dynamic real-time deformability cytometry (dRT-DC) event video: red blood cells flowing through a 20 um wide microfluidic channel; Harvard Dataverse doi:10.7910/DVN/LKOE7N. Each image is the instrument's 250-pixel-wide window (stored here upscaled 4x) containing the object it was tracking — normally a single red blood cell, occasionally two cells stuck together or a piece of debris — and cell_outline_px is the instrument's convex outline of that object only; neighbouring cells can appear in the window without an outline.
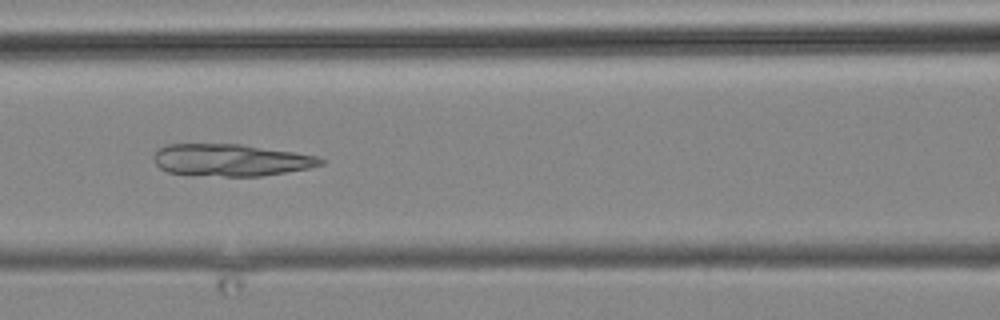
{"species": "common noctule bat (a hibernating species)", "species_latin": "Nyctalus noctula", "temperature_condition": "cold", "stored_images_in_passage": 13, "camera_frame_rate_fps": 3000, "um_per_image_px": 0.085, "animal": {"sex": "male", "body_mass_g": 19.2, "forearm_length_mm": 51.8}, "frame": {"image": 1, "passage_image": 13, "time_ms": 14.0, "image_size_px": [1000, 320], "cell_outline_px": [[324, 164], [312, 168], [260, 176], [224, 176], [168, 172], [160, 168], [156, 164], [152, 156], [164, 144], [240, 144], [296, 152], [320, 156], [324, 160]], "centroid_in_image_um": [19.68, 13.59], "position_along_channel_um": 146.9, "area_um2": 31.21}}